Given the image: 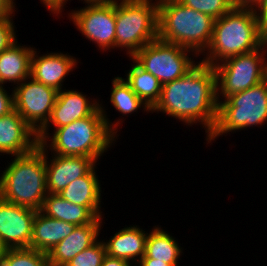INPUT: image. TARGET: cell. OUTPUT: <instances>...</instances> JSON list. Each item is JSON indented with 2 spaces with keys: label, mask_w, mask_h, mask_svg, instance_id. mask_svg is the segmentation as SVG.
<instances>
[{
  "label": "cell",
  "mask_w": 267,
  "mask_h": 266,
  "mask_svg": "<svg viewBox=\"0 0 267 266\" xmlns=\"http://www.w3.org/2000/svg\"><path fill=\"white\" fill-rule=\"evenodd\" d=\"M147 236L148 230L146 232L139 225H125L124 228L115 231L109 240L102 239V242L106 255L127 260L135 266L145 255Z\"/></svg>",
  "instance_id": "obj_18"
},
{
  "label": "cell",
  "mask_w": 267,
  "mask_h": 266,
  "mask_svg": "<svg viewBox=\"0 0 267 266\" xmlns=\"http://www.w3.org/2000/svg\"><path fill=\"white\" fill-rule=\"evenodd\" d=\"M84 3V7L72 9L67 18L73 22L83 37L92 41L102 53L115 50L116 0L84 1Z\"/></svg>",
  "instance_id": "obj_10"
},
{
  "label": "cell",
  "mask_w": 267,
  "mask_h": 266,
  "mask_svg": "<svg viewBox=\"0 0 267 266\" xmlns=\"http://www.w3.org/2000/svg\"><path fill=\"white\" fill-rule=\"evenodd\" d=\"M5 86L0 84V117L14 110L13 91L10 94Z\"/></svg>",
  "instance_id": "obj_30"
},
{
  "label": "cell",
  "mask_w": 267,
  "mask_h": 266,
  "mask_svg": "<svg viewBox=\"0 0 267 266\" xmlns=\"http://www.w3.org/2000/svg\"><path fill=\"white\" fill-rule=\"evenodd\" d=\"M51 155L45 150L47 191L50 194H59L71 182L87 175L99 164L94 158L85 156Z\"/></svg>",
  "instance_id": "obj_14"
},
{
  "label": "cell",
  "mask_w": 267,
  "mask_h": 266,
  "mask_svg": "<svg viewBox=\"0 0 267 266\" xmlns=\"http://www.w3.org/2000/svg\"><path fill=\"white\" fill-rule=\"evenodd\" d=\"M158 4H164L167 2H180L181 0H155Z\"/></svg>",
  "instance_id": "obj_37"
},
{
  "label": "cell",
  "mask_w": 267,
  "mask_h": 266,
  "mask_svg": "<svg viewBox=\"0 0 267 266\" xmlns=\"http://www.w3.org/2000/svg\"><path fill=\"white\" fill-rule=\"evenodd\" d=\"M3 251H4V248H3V247L1 246V244H0V259H1V257H2Z\"/></svg>",
  "instance_id": "obj_38"
},
{
  "label": "cell",
  "mask_w": 267,
  "mask_h": 266,
  "mask_svg": "<svg viewBox=\"0 0 267 266\" xmlns=\"http://www.w3.org/2000/svg\"><path fill=\"white\" fill-rule=\"evenodd\" d=\"M39 145L35 132L14 109L0 117V156L24 155Z\"/></svg>",
  "instance_id": "obj_16"
},
{
  "label": "cell",
  "mask_w": 267,
  "mask_h": 266,
  "mask_svg": "<svg viewBox=\"0 0 267 266\" xmlns=\"http://www.w3.org/2000/svg\"><path fill=\"white\" fill-rule=\"evenodd\" d=\"M131 67L126 72L124 80L132 91L152 109L161 96L162 84L150 72L143 69L132 57H129Z\"/></svg>",
  "instance_id": "obj_24"
},
{
  "label": "cell",
  "mask_w": 267,
  "mask_h": 266,
  "mask_svg": "<svg viewBox=\"0 0 267 266\" xmlns=\"http://www.w3.org/2000/svg\"><path fill=\"white\" fill-rule=\"evenodd\" d=\"M16 0H0V20L10 18L16 12Z\"/></svg>",
  "instance_id": "obj_32"
},
{
  "label": "cell",
  "mask_w": 267,
  "mask_h": 266,
  "mask_svg": "<svg viewBox=\"0 0 267 266\" xmlns=\"http://www.w3.org/2000/svg\"><path fill=\"white\" fill-rule=\"evenodd\" d=\"M135 266H179L178 264H168L164 261H155L153 258H148L146 255Z\"/></svg>",
  "instance_id": "obj_36"
},
{
  "label": "cell",
  "mask_w": 267,
  "mask_h": 266,
  "mask_svg": "<svg viewBox=\"0 0 267 266\" xmlns=\"http://www.w3.org/2000/svg\"><path fill=\"white\" fill-rule=\"evenodd\" d=\"M266 42L255 9L232 8L215 20L209 46L198 59L213 67L229 57L258 49Z\"/></svg>",
  "instance_id": "obj_3"
},
{
  "label": "cell",
  "mask_w": 267,
  "mask_h": 266,
  "mask_svg": "<svg viewBox=\"0 0 267 266\" xmlns=\"http://www.w3.org/2000/svg\"><path fill=\"white\" fill-rule=\"evenodd\" d=\"M11 89L14 109L38 133L49 121L58 91L32 77Z\"/></svg>",
  "instance_id": "obj_11"
},
{
  "label": "cell",
  "mask_w": 267,
  "mask_h": 266,
  "mask_svg": "<svg viewBox=\"0 0 267 266\" xmlns=\"http://www.w3.org/2000/svg\"><path fill=\"white\" fill-rule=\"evenodd\" d=\"M39 211L76 226L91 224L97 218L87 207L73 204L58 194L50 193L45 197Z\"/></svg>",
  "instance_id": "obj_22"
},
{
  "label": "cell",
  "mask_w": 267,
  "mask_h": 266,
  "mask_svg": "<svg viewBox=\"0 0 267 266\" xmlns=\"http://www.w3.org/2000/svg\"><path fill=\"white\" fill-rule=\"evenodd\" d=\"M18 40L0 53V82L20 84L31 76V58L35 47L21 45Z\"/></svg>",
  "instance_id": "obj_20"
},
{
  "label": "cell",
  "mask_w": 267,
  "mask_h": 266,
  "mask_svg": "<svg viewBox=\"0 0 267 266\" xmlns=\"http://www.w3.org/2000/svg\"><path fill=\"white\" fill-rule=\"evenodd\" d=\"M14 13L10 18L0 20V53L9 48L14 42L17 41L18 37L16 35L17 30H15V18Z\"/></svg>",
  "instance_id": "obj_29"
},
{
  "label": "cell",
  "mask_w": 267,
  "mask_h": 266,
  "mask_svg": "<svg viewBox=\"0 0 267 266\" xmlns=\"http://www.w3.org/2000/svg\"><path fill=\"white\" fill-rule=\"evenodd\" d=\"M158 38V3L155 0H116V49L132 57Z\"/></svg>",
  "instance_id": "obj_7"
},
{
  "label": "cell",
  "mask_w": 267,
  "mask_h": 266,
  "mask_svg": "<svg viewBox=\"0 0 267 266\" xmlns=\"http://www.w3.org/2000/svg\"><path fill=\"white\" fill-rule=\"evenodd\" d=\"M36 210L0 198V244L4 249L29 248Z\"/></svg>",
  "instance_id": "obj_13"
},
{
  "label": "cell",
  "mask_w": 267,
  "mask_h": 266,
  "mask_svg": "<svg viewBox=\"0 0 267 266\" xmlns=\"http://www.w3.org/2000/svg\"><path fill=\"white\" fill-rule=\"evenodd\" d=\"M217 111L216 72L200 60L181 78L163 84L159 101L151 109L152 114L161 112L186 126L199 124L205 138L215 127Z\"/></svg>",
  "instance_id": "obj_1"
},
{
  "label": "cell",
  "mask_w": 267,
  "mask_h": 266,
  "mask_svg": "<svg viewBox=\"0 0 267 266\" xmlns=\"http://www.w3.org/2000/svg\"><path fill=\"white\" fill-rule=\"evenodd\" d=\"M180 2L186 7L204 13L215 20L233 8L230 0H181Z\"/></svg>",
  "instance_id": "obj_27"
},
{
  "label": "cell",
  "mask_w": 267,
  "mask_h": 266,
  "mask_svg": "<svg viewBox=\"0 0 267 266\" xmlns=\"http://www.w3.org/2000/svg\"><path fill=\"white\" fill-rule=\"evenodd\" d=\"M38 52V53H37ZM34 48L31 58V76L35 81L43 83L48 87H52L57 91L63 90L64 81L69 73L77 68L78 59L69 53L50 52L39 53ZM41 54V55H39ZM77 59V60H76Z\"/></svg>",
  "instance_id": "obj_15"
},
{
  "label": "cell",
  "mask_w": 267,
  "mask_h": 266,
  "mask_svg": "<svg viewBox=\"0 0 267 266\" xmlns=\"http://www.w3.org/2000/svg\"><path fill=\"white\" fill-rule=\"evenodd\" d=\"M150 229L146 239L145 255L155 261H164L168 264H179L183 249L176 238L161 226L155 225ZM152 230V231H151Z\"/></svg>",
  "instance_id": "obj_23"
},
{
  "label": "cell",
  "mask_w": 267,
  "mask_h": 266,
  "mask_svg": "<svg viewBox=\"0 0 267 266\" xmlns=\"http://www.w3.org/2000/svg\"><path fill=\"white\" fill-rule=\"evenodd\" d=\"M260 20L263 34L267 38V0H263L261 4L255 9Z\"/></svg>",
  "instance_id": "obj_33"
},
{
  "label": "cell",
  "mask_w": 267,
  "mask_h": 266,
  "mask_svg": "<svg viewBox=\"0 0 267 266\" xmlns=\"http://www.w3.org/2000/svg\"><path fill=\"white\" fill-rule=\"evenodd\" d=\"M0 266H50L46 253L30 248L4 249Z\"/></svg>",
  "instance_id": "obj_26"
},
{
  "label": "cell",
  "mask_w": 267,
  "mask_h": 266,
  "mask_svg": "<svg viewBox=\"0 0 267 266\" xmlns=\"http://www.w3.org/2000/svg\"><path fill=\"white\" fill-rule=\"evenodd\" d=\"M103 218H96L91 224L76 226L74 231L56 244L47 254L50 266H65L84 249L100 239Z\"/></svg>",
  "instance_id": "obj_17"
},
{
  "label": "cell",
  "mask_w": 267,
  "mask_h": 266,
  "mask_svg": "<svg viewBox=\"0 0 267 266\" xmlns=\"http://www.w3.org/2000/svg\"><path fill=\"white\" fill-rule=\"evenodd\" d=\"M103 106L100 102V107L92 115L51 131L40 145L50 154L85 156L99 162L101 156L117 143L120 135L117 133L124 122V117L112 122Z\"/></svg>",
  "instance_id": "obj_2"
},
{
  "label": "cell",
  "mask_w": 267,
  "mask_h": 266,
  "mask_svg": "<svg viewBox=\"0 0 267 266\" xmlns=\"http://www.w3.org/2000/svg\"><path fill=\"white\" fill-rule=\"evenodd\" d=\"M75 227L72 223L36 211L29 248L48 254L56 244L69 236Z\"/></svg>",
  "instance_id": "obj_21"
},
{
  "label": "cell",
  "mask_w": 267,
  "mask_h": 266,
  "mask_svg": "<svg viewBox=\"0 0 267 266\" xmlns=\"http://www.w3.org/2000/svg\"><path fill=\"white\" fill-rule=\"evenodd\" d=\"M96 168L97 166L87 175L71 182L58 195L73 204L87 207L97 218H104V213L101 211L102 184Z\"/></svg>",
  "instance_id": "obj_19"
},
{
  "label": "cell",
  "mask_w": 267,
  "mask_h": 266,
  "mask_svg": "<svg viewBox=\"0 0 267 266\" xmlns=\"http://www.w3.org/2000/svg\"><path fill=\"white\" fill-rule=\"evenodd\" d=\"M111 83L110 104L114 106L117 113L124 117H129L140 109L142 112L151 113V109L132 91L123 77L117 75L113 77Z\"/></svg>",
  "instance_id": "obj_25"
},
{
  "label": "cell",
  "mask_w": 267,
  "mask_h": 266,
  "mask_svg": "<svg viewBox=\"0 0 267 266\" xmlns=\"http://www.w3.org/2000/svg\"><path fill=\"white\" fill-rule=\"evenodd\" d=\"M215 19L181 2L158 4V38L193 51L198 57L209 46Z\"/></svg>",
  "instance_id": "obj_5"
},
{
  "label": "cell",
  "mask_w": 267,
  "mask_h": 266,
  "mask_svg": "<svg viewBox=\"0 0 267 266\" xmlns=\"http://www.w3.org/2000/svg\"><path fill=\"white\" fill-rule=\"evenodd\" d=\"M84 1H108V0H81V2Z\"/></svg>",
  "instance_id": "obj_39"
},
{
  "label": "cell",
  "mask_w": 267,
  "mask_h": 266,
  "mask_svg": "<svg viewBox=\"0 0 267 266\" xmlns=\"http://www.w3.org/2000/svg\"><path fill=\"white\" fill-rule=\"evenodd\" d=\"M0 173V198L39 211L48 194L45 149L14 156Z\"/></svg>",
  "instance_id": "obj_4"
},
{
  "label": "cell",
  "mask_w": 267,
  "mask_h": 266,
  "mask_svg": "<svg viewBox=\"0 0 267 266\" xmlns=\"http://www.w3.org/2000/svg\"><path fill=\"white\" fill-rule=\"evenodd\" d=\"M89 98L87 94L78 90H59L49 121L37 133L39 144L49 136L52 125L55 130L77 119L92 115L100 107V100Z\"/></svg>",
  "instance_id": "obj_12"
},
{
  "label": "cell",
  "mask_w": 267,
  "mask_h": 266,
  "mask_svg": "<svg viewBox=\"0 0 267 266\" xmlns=\"http://www.w3.org/2000/svg\"><path fill=\"white\" fill-rule=\"evenodd\" d=\"M132 58L162 85L181 78L199 62L193 51L159 38L146 44Z\"/></svg>",
  "instance_id": "obj_9"
},
{
  "label": "cell",
  "mask_w": 267,
  "mask_h": 266,
  "mask_svg": "<svg viewBox=\"0 0 267 266\" xmlns=\"http://www.w3.org/2000/svg\"><path fill=\"white\" fill-rule=\"evenodd\" d=\"M267 123V78L249 89L218 102L217 120L206 144L236 131L260 127ZM226 134V135H225Z\"/></svg>",
  "instance_id": "obj_6"
},
{
  "label": "cell",
  "mask_w": 267,
  "mask_h": 266,
  "mask_svg": "<svg viewBox=\"0 0 267 266\" xmlns=\"http://www.w3.org/2000/svg\"><path fill=\"white\" fill-rule=\"evenodd\" d=\"M105 256L104 243L99 239L95 244L77 254L65 266H101Z\"/></svg>",
  "instance_id": "obj_28"
},
{
  "label": "cell",
  "mask_w": 267,
  "mask_h": 266,
  "mask_svg": "<svg viewBox=\"0 0 267 266\" xmlns=\"http://www.w3.org/2000/svg\"><path fill=\"white\" fill-rule=\"evenodd\" d=\"M40 2L48 9L47 11H49L50 15H55L58 19L60 17L63 18L61 15L64 13V8L67 4L66 0H40Z\"/></svg>",
  "instance_id": "obj_31"
},
{
  "label": "cell",
  "mask_w": 267,
  "mask_h": 266,
  "mask_svg": "<svg viewBox=\"0 0 267 266\" xmlns=\"http://www.w3.org/2000/svg\"><path fill=\"white\" fill-rule=\"evenodd\" d=\"M213 67L219 102L267 78V42L258 49L229 57Z\"/></svg>",
  "instance_id": "obj_8"
},
{
  "label": "cell",
  "mask_w": 267,
  "mask_h": 266,
  "mask_svg": "<svg viewBox=\"0 0 267 266\" xmlns=\"http://www.w3.org/2000/svg\"><path fill=\"white\" fill-rule=\"evenodd\" d=\"M101 266H133L129 261L106 255Z\"/></svg>",
  "instance_id": "obj_35"
},
{
  "label": "cell",
  "mask_w": 267,
  "mask_h": 266,
  "mask_svg": "<svg viewBox=\"0 0 267 266\" xmlns=\"http://www.w3.org/2000/svg\"><path fill=\"white\" fill-rule=\"evenodd\" d=\"M233 8L256 9L263 0H230Z\"/></svg>",
  "instance_id": "obj_34"
}]
</instances>
